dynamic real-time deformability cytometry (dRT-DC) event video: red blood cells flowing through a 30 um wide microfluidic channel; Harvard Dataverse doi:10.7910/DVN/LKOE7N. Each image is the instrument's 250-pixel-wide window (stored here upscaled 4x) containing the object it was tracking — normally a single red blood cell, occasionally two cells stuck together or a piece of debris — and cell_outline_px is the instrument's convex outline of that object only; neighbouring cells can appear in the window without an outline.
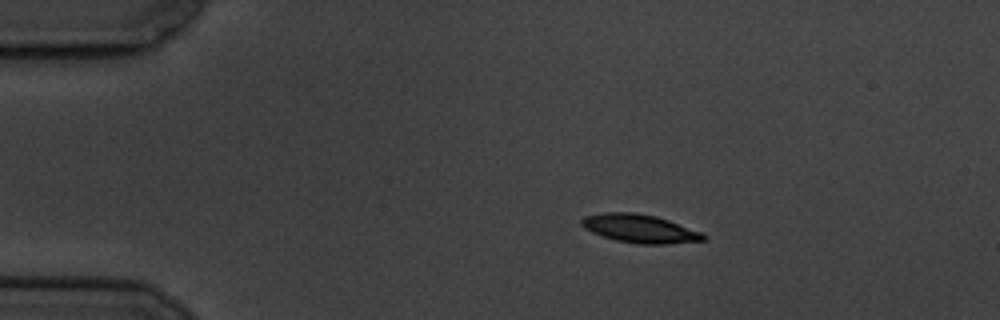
{"species": "common noctule bat (a hibernating species)", "species_latin": "Nyctalus noctula", "temperature_condition": "cold", "stored_images_in_passage": 57, "camera_frame_rate_fps": 3000, "um_per_image_px": 0.085, "animal": {"sex": "male", "body_mass_g": 19.5, "forearm_length_mm": 54.6}, "frame": {"image": 1, "passage_image": 10, "time_ms": 3.0, "image_size_px": [1000, 320], "cell_outline_px": [[708, 240], [664, 244], [636, 244], [616, 240], [592, 232], [584, 228], [580, 224], [580, 220], [584, 216], [604, 212], [632, 212], [656, 216], [668, 220], [700, 232], [708, 236]], "centroid_in_image_um": [54.37, 19.43], "position_along_channel_um": 30.6, "area_um2": 20.11}}
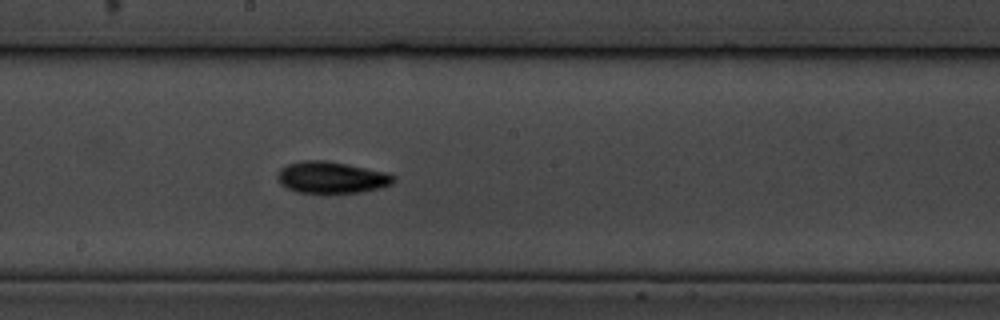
{"frame": {"image": 2, "passage_image": 31, "time_ms": 10.0, "image_size_px": [1000, 320], "cell_outline_px": [[396, 180], [392, 184], [380, 188], [360, 192], [296, 192], [280, 184], [276, 176], [280, 168], [288, 164], [304, 160], [324, 160], [388, 172], [396, 176]], "centroid_in_image_um": [28.19, 15.07], "position_along_channel_um": 220.0, "area_um2": 21.33}}
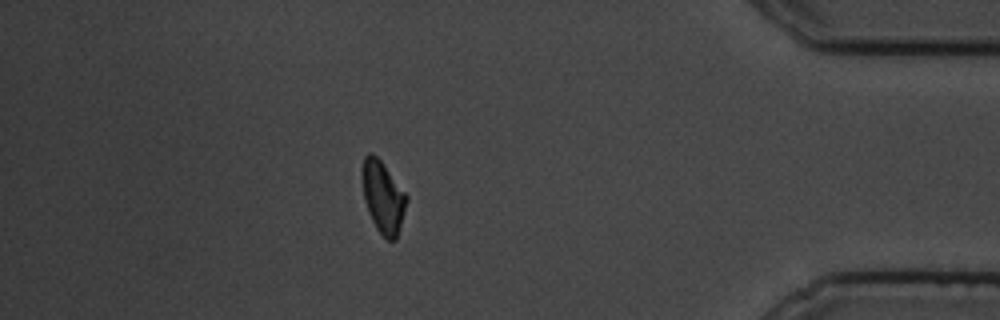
{"frame": {"image": 3, "passage_image": 50, "time_ms": 16.333, "image_size_px": [1000, 320], "cell_outline_px": [[408, 200], [396, 240], [388, 240], [376, 228], [368, 212], [364, 200], [360, 176], [360, 168], [364, 156], [368, 152], [372, 152], [380, 160], [408, 196]], "centroid_in_image_um": [32.52, 16.7], "position_along_channel_um": 402.7, "area_um2": 18.79}, "authors_computed_cell_mechanics": {"area_um2": 19.7098, "velocity_mm_per_s": 3.492, "shape_relaxation_time_tau1_ms": 3.5941, "shape_relaxation_time_tau2_ms": 8.6727, "deformation_change_tau1": 0.1188, "deformation_change_tau2": 0.1342}}